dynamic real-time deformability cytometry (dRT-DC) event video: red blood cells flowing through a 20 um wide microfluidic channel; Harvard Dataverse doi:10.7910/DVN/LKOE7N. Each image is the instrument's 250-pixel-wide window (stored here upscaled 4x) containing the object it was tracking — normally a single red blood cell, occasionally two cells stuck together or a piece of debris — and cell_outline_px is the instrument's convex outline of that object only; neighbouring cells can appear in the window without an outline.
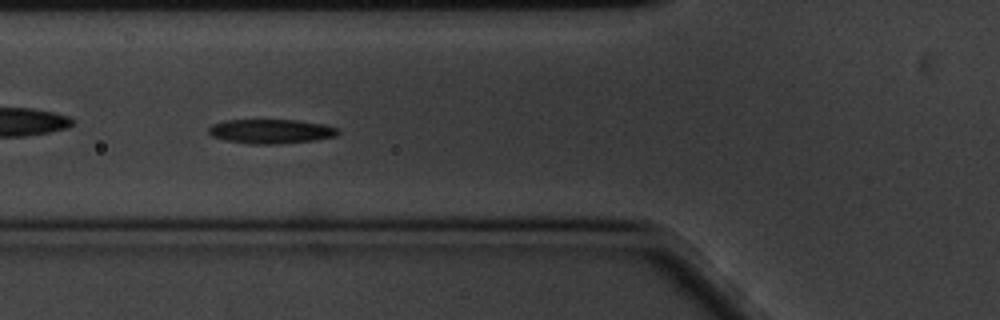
{"species": "common noctule bat (a hibernating species)", "species_latin": "Nyctalus noctula", "temperature_condition": "cold", "stored_images_in_passage": 43, "camera_frame_rate_fps": 3000, "um_per_image_px": 0.085, "animal": {"sex": "male", "body_mass_g": 20.1, "forearm_length_mm": 53.5}, "frame": {"image": 1, "passage_image": 5, "time_ms": 1.333, "image_size_px": [1000, 320], "cell_outline_px": [[340, 132], [336, 136], [312, 140], [280, 144], [248, 144], [224, 140], [212, 136], [208, 132], [208, 128], [212, 124], [224, 120], [296, 120], [324, 124], [340, 128]], "centroid_in_image_um": [23.02, 11.16], "position_along_channel_um": 102.8, "area_um2": 18.5}}
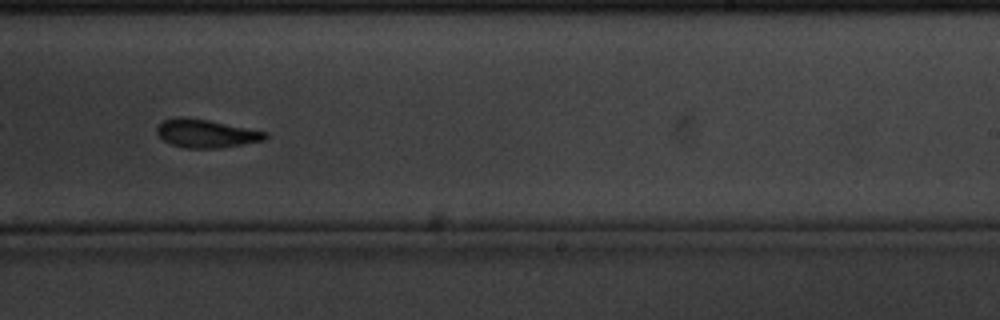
{"frame": {"image": 2, "passage_image": 20, "time_ms": 6.333, "image_size_px": [1000, 320], "cell_outline_px": [[268, 136], [264, 140], [216, 148], [184, 148], [168, 144], [156, 132], [156, 124], [164, 120], [208, 120], [268, 132]], "centroid_in_image_um": [17.53, 11.38], "position_along_channel_um": 271.5, "area_um2": 17.17}}
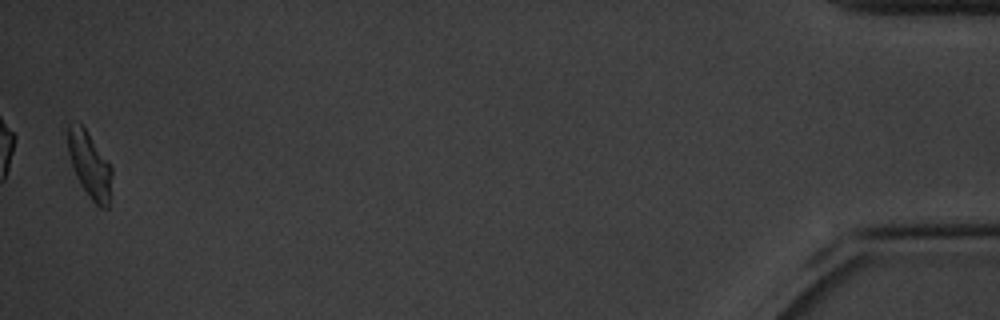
{"frame": {"image": 3, "passage_image": 42, "time_ms": 13.667, "image_size_px": [1000, 320], "cell_outline_px": [[112, 176], [108, 208], [100, 208], [88, 196], [80, 184], [72, 168], [68, 152], [68, 124], [80, 124], [84, 128], [112, 168]], "centroid_in_image_um": [7.62, 14.08], "position_along_channel_um": 427.6, "area_um2": 16.53}, "authors_computed_cell_mechanics": {"area_um2": 18.0336, "velocity_mm_per_s": 3.3685, "shape_relaxation_time_tau1_ms": null, "shape_relaxation_time_tau2_ms": 4.6687, "deformation_change_tau1": null, "deformation_change_tau2": 0.1145}}